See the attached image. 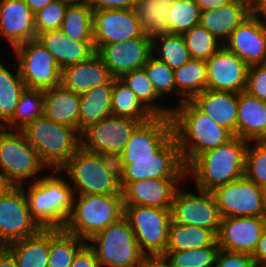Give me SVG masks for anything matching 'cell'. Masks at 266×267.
<instances>
[{"instance_id": "cell-27", "label": "cell", "mask_w": 266, "mask_h": 267, "mask_svg": "<svg viewBox=\"0 0 266 267\" xmlns=\"http://www.w3.org/2000/svg\"><path fill=\"white\" fill-rule=\"evenodd\" d=\"M237 137L266 141V101L246 91L238 93Z\"/></svg>"}, {"instance_id": "cell-24", "label": "cell", "mask_w": 266, "mask_h": 267, "mask_svg": "<svg viewBox=\"0 0 266 267\" xmlns=\"http://www.w3.org/2000/svg\"><path fill=\"white\" fill-rule=\"evenodd\" d=\"M114 77L97 52L87 60L61 69L60 84L77 94L108 84Z\"/></svg>"}, {"instance_id": "cell-10", "label": "cell", "mask_w": 266, "mask_h": 267, "mask_svg": "<svg viewBox=\"0 0 266 267\" xmlns=\"http://www.w3.org/2000/svg\"><path fill=\"white\" fill-rule=\"evenodd\" d=\"M124 216L145 256L165 254L172 222L170 209L124 205Z\"/></svg>"}, {"instance_id": "cell-19", "label": "cell", "mask_w": 266, "mask_h": 267, "mask_svg": "<svg viewBox=\"0 0 266 267\" xmlns=\"http://www.w3.org/2000/svg\"><path fill=\"white\" fill-rule=\"evenodd\" d=\"M173 135L171 117L154 116L140 123L131 133L117 164H130V158L153 157V154Z\"/></svg>"}, {"instance_id": "cell-38", "label": "cell", "mask_w": 266, "mask_h": 267, "mask_svg": "<svg viewBox=\"0 0 266 267\" xmlns=\"http://www.w3.org/2000/svg\"><path fill=\"white\" fill-rule=\"evenodd\" d=\"M86 243L63 229H50L48 267H71L75 255Z\"/></svg>"}, {"instance_id": "cell-5", "label": "cell", "mask_w": 266, "mask_h": 267, "mask_svg": "<svg viewBox=\"0 0 266 267\" xmlns=\"http://www.w3.org/2000/svg\"><path fill=\"white\" fill-rule=\"evenodd\" d=\"M60 170L67 171L79 195H123L115 158L80 147Z\"/></svg>"}, {"instance_id": "cell-22", "label": "cell", "mask_w": 266, "mask_h": 267, "mask_svg": "<svg viewBox=\"0 0 266 267\" xmlns=\"http://www.w3.org/2000/svg\"><path fill=\"white\" fill-rule=\"evenodd\" d=\"M186 178L142 179L130 182L123 190L124 205L170 209L178 185Z\"/></svg>"}, {"instance_id": "cell-45", "label": "cell", "mask_w": 266, "mask_h": 267, "mask_svg": "<svg viewBox=\"0 0 266 267\" xmlns=\"http://www.w3.org/2000/svg\"><path fill=\"white\" fill-rule=\"evenodd\" d=\"M143 68L160 97L172 92L176 94L174 70L168 64L152 54Z\"/></svg>"}, {"instance_id": "cell-13", "label": "cell", "mask_w": 266, "mask_h": 267, "mask_svg": "<svg viewBox=\"0 0 266 267\" xmlns=\"http://www.w3.org/2000/svg\"><path fill=\"white\" fill-rule=\"evenodd\" d=\"M221 218L266 217L264 189L245 176L212 191Z\"/></svg>"}, {"instance_id": "cell-26", "label": "cell", "mask_w": 266, "mask_h": 267, "mask_svg": "<svg viewBox=\"0 0 266 267\" xmlns=\"http://www.w3.org/2000/svg\"><path fill=\"white\" fill-rule=\"evenodd\" d=\"M218 125L237 136L238 94L206 89L191 100Z\"/></svg>"}, {"instance_id": "cell-21", "label": "cell", "mask_w": 266, "mask_h": 267, "mask_svg": "<svg viewBox=\"0 0 266 267\" xmlns=\"http://www.w3.org/2000/svg\"><path fill=\"white\" fill-rule=\"evenodd\" d=\"M248 66L266 63V27L253 14L223 43Z\"/></svg>"}, {"instance_id": "cell-2", "label": "cell", "mask_w": 266, "mask_h": 267, "mask_svg": "<svg viewBox=\"0 0 266 267\" xmlns=\"http://www.w3.org/2000/svg\"><path fill=\"white\" fill-rule=\"evenodd\" d=\"M248 141L235 136L228 143L198 155L186 167V179L193 178L198 190L212 192L244 176Z\"/></svg>"}, {"instance_id": "cell-46", "label": "cell", "mask_w": 266, "mask_h": 267, "mask_svg": "<svg viewBox=\"0 0 266 267\" xmlns=\"http://www.w3.org/2000/svg\"><path fill=\"white\" fill-rule=\"evenodd\" d=\"M249 143L245 155L244 176L264 188L266 187V141H254L252 147Z\"/></svg>"}, {"instance_id": "cell-9", "label": "cell", "mask_w": 266, "mask_h": 267, "mask_svg": "<svg viewBox=\"0 0 266 267\" xmlns=\"http://www.w3.org/2000/svg\"><path fill=\"white\" fill-rule=\"evenodd\" d=\"M44 167L22 131L0 128V177L11 186L23 187L24 180L33 179Z\"/></svg>"}, {"instance_id": "cell-31", "label": "cell", "mask_w": 266, "mask_h": 267, "mask_svg": "<svg viewBox=\"0 0 266 267\" xmlns=\"http://www.w3.org/2000/svg\"><path fill=\"white\" fill-rule=\"evenodd\" d=\"M113 79L80 94L79 133L111 115Z\"/></svg>"}, {"instance_id": "cell-60", "label": "cell", "mask_w": 266, "mask_h": 267, "mask_svg": "<svg viewBox=\"0 0 266 267\" xmlns=\"http://www.w3.org/2000/svg\"><path fill=\"white\" fill-rule=\"evenodd\" d=\"M70 4H88L89 0H64Z\"/></svg>"}, {"instance_id": "cell-52", "label": "cell", "mask_w": 266, "mask_h": 267, "mask_svg": "<svg viewBox=\"0 0 266 267\" xmlns=\"http://www.w3.org/2000/svg\"><path fill=\"white\" fill-rule=\"evenodd\" d=\"M252 257L256 267H266V228L261 233L257 248Z\"/></svg>"}, {"instance_id": "cell-48", "label": "cell", "mask_w": 266, "mask_h": 267, "mask_svg": "<svg viewBox=\"0 0 266 267\" xmlns=\"http://www.w3.org/2000/svg\"><path fill=\"white\" fill-rule=\"evenodd\" d=\"M245 91L266 101V63L248 66Z\"/></svg>"}, {"instance_id": "cell-58", "label": "cell", "mask_w": 266, "mask_h": 267, "mask_svg": "<svg viewBox=\"0 0 266 267\" xmlns=\"http://www.w3.org/2000/svg\"><path fill=\"white\" fill-rule=\"evenodd\" d=\"M12 186L0 177V198L11 188Z\"/></svg>"}, {"instance_id": "cell-7", "label": "cell", "mask_w": 266, "mask_h": 267, "mask_svg": "<svg viewBox=\"0 0 266 267\" xmlns=\"http://www.w3.org/2000/svg\"><path fill=\"white\" fill-rule=\"evenodd\" d=\"M88 244L97 256L101 267H138L144 254L125 216L95 234Z\"/></svg>"}, {"instance_id": "cell-18", "label": "cell", "mask_w": 266, "mask_h": 267, "mask_svg": "<svg viewBox=\"0 0 266 267\" xmlns=\"http://www.w3.org/2000/svg\"><path fill=\"white\" fill-rule=\"evenodd\" d=\"M114 78L143 68L152 55V39L140 36L126 41L102 45L96 51Z\"/></svg>"}, {"instance_id": "cell-50", "label": "cell", "mask_w": 266, "mask_h": 267, "mask_svg": "<svg viewBox=\"0 0 266 267\" xmlns=\"http://www.w3.org/2000/svg\"><path fill=\"white\" fill-rule=\"evenodd\" d=\"M71 267H101L95 251L86 243L75 255Z\"/></svg>"}, {"instance_id": "cell-43", "label": "cell", "mask_w": 266, "mask_h": 267, "mask_svg": "<svg viewBox=\"0 0 266 267\" xmlns=\"http://www.w3.org/2000/svg\"><path fill=\"white\" fill-rule=\"evenodd\" d=\"M169 33L182 34L200 22L201 10L194 0H178L169 5Z\"/></svg>"}, {"instance_id": "cell-30", "label": "cell", "mask_w": 266, "mask_h": 267, "mask_svg": "<svg viewBox=\"0 0 266 267\" xmlns=\"http://www.w3.org/2000/svg\"><path fill=\"white\" fill-rule=\"evenodd\" d=\"M6 248L13 254L18 267H48L50 229L10 243Z\"/></svg>"}, {"instance_id": "cell-32", "label": "cell", "mask_w": 266, "mask_h": 267, "mask_svg": "<svg viewBox=\"0 0 266 267\" xmlns=\"http://www.w3.org/2000/svg\"><path fill=\"white\" fill-rule=\"evenodd\" d=\"M207 246H218L217 234L213 230L171 222L165 252H180Z\"/></svg>"}, {"instance_id": "cell-4", "label": "cell", "mask_w": 266, "mask_h": 267, "mask_svg": "<svg viewBox=\"0 0 266 267\" xmlns=\"http://www.w3.org/2000/svg\"><path fill=\"white\" fill-rule=\"evenodd\" d=\"M21 131L41 162L46 167H53L55 173H59L81 147V136L75 128L56 123L44 115Z\"/></svg>"}, {"instance_id": "cell-39", "label": "cell", "mask_w": 266, "mask_h": 267, "mask_svg": "<svg viewBox=\"0 0 266 267\" xmlns=\"http://www.w3.org/2000/svg\"><path fill=\"white\" fill-rule=\"evenodd\" d=\"M26 85L21 78L19 68L13 75L0 62V126L13 115L20 96Z\"/></svg>"}, {"instance_id": "cell-15", "label": "cell", "mask_w": 266, "mask_h": 267, "mask_svg": "<svg viewBox=\"0 0 266 267\" xmlns=\"http://www.w3.org/2000/svg\"><path fill=\"white\" fill-rule=\"evenodd\" d=\"M199 195L177 189L171 204V220L179 225L204 227L218 234L221 216L212 192Z\"/></svg>"}, {"instance_id": "cell-33", "label": "cell", "mask_w": 266, "mask_h": 267, "mask_svg": "<svg viewBox=\"0 0 266 267\" xmlns=\"http://www.w3.org/2000/svg\"><path fill=\"white\" fill-rule=\"evenodd\" d=\"M133 10L144 36L153 39L169 33V4L159 0H135Z\"/></svg>"}, {"instance_id": "cell-47", "label": "cell", "mask_w": 266, "mask_h": 267, "mask_svg": "<svg viewBox=\"0 0 266 267\" xmlns=\"http://www.w3.org/2000/svg\"><path fill=\"white\" fill-rule=\"evenodd\" d=\"M69 4L64 0H55L36 12V34L60 29Z\"/></svg>"}, {"instance_id": "cell-34", "label": "cell", "mask_w": 266, "mask_h": 267, "mask_svg": "<svg viewBox=\"0 0 266 267\" xmlns=\"http://www.w3.org/2000/svg\"><path fill=\"white\" fill-rule=\"evenodd\" d=\"M174 76L180 103L192 100L207 89V65L204 60L190 59L174 70Z\"/></svg>"}, {"instance_id": "cell-40", "label": "cell", "mask_w": 266, "mask_h": 267, "mask_svg": "<svg viewBox=\"0 0 266 267\" xmlns=\"http://www.w3.org/2000/svg\"><path fill=\"white\" fill-rule=\"evenodd\" d=\"M93 13L88 4H69L60 29L75 40H94Z\"/></svg>"}, {"instance_id": "cell-12", "label": "cell", "mask_w": 266, "mask_h": 267, "mask_svg": "<svg viewBox=\"0 0 266 267\" xmlns=\"http://www.w3.org/2000/svg\"><path fill=\"white\" fill-rule=\"evenodd\" d=\"M26 88L47 90L60 85L61 68L54 56L36 39L14 48Z\"/></svg>"}, {"instance_id": "cell-62", "label": "cell", "mask_w": 266, "mask_h": 267, "mask_svg": "<svg viewBox=\"0 0 266 267\" xmlns=\"http://www.w3.org/2000/svg\"><path fill=\"white\" fill-rule=\"evenodd\" d=\"M263 189H264V196H265V203H266V187H264Z\"/></svg>"}, {"instance_id": "cell-20", "label": "cell", "mask_w": 266, "mask_h": 267, "mask_svg": "<svg viewBox=\"0 0 266 267\" xmlns=\"http://www.w3.org/2000/svg\"><path fill=\"white\" fill-rule=\"evenodd\" d=\"M265 228L266 217H223L217 234L218 246L230 252L252 256Z\"/></svg>"}, {"instance_id": "cell-35", "label": "cell", "mask_w": 266, "mask_h": 267, "mask_svg": "<svg viewBox=\"0 0 266 267\" xmlns=\"http://www.w3.org/2000/svg\"><path fill=\"white\" fill-rule=\"evenodd\" d=\"M111 115L132 118L140 123L154 117L120 78H113Z\"/></svg>"}, {"instance_id": "cell-14", "label": "cell", "mask_w": 266, "mask_h": 267, "mask_svg": "<svg viewBox=\"0 0 266 267\" xmlns=\"http://www.w3.org/2000/svg\"><path fill=\"white\" fill-rule=\"evenodd\" d=\"M42 228L32 218L23 187L12 186L0 198V244L37 234Z\"/></svg>"}, {"instance_id": "cell-41", "label": "cell", "mask_w": 266, "mask_h": 267, "mask_svg": "<svg viewBox=\"0 0 266 267\" xmlns=\"http://www.w3.org/2000/svg\"><path fill=\"white\" fill-rule=\"evenodd\" d=\"M158 60L168 64L173 70L186 64L190 59L189 51L181 34H161L152 39V54L155 51Z\"/></svg>"}, {"instance_id": "cell-59", "label": "cell", "mask_w": 266, "mask_h": 267, "mask_svg": "<svg viewBox=\"0 0 266 267\" xmlns=\"http://www.w3.org/2000/svg\"><path fill=\"white\" fill-rule=\"evenodd\" d=\"M231 1H237V2L244 3L252 9L256 0H231Z\"/></svg>"}, {"instance_id": "cell-61", "label": "cell", "mask_w": 266, "mask_h": 267, "mask_svg": "<svg viewBox=\"0 0 266 267\" xmlns=\"http://www.w3.org/2000/svg\"><path fill=\"white\" fill-rule=\"evenodd\" d=\"M160 2H162V3H165V4H172V3H174V2H176V1H178V0H159Z\"/></svg>"}, {"instance_id": "cell-28", "label": "cell", "mask_w": 266, "mask_h": 267, "mask_svg": "<svg viewBox=\"0 0 266 267\" xmlns=\"http://www.w3.org/2000/svg\"><path fill=\"white\" fill-rule=\"evenodd\" d=\"M251 8L244 3L232 1L217 9L201 11L199 24L217 37L222 44L250 15ZM224 40V41H223Z\"/></svg>"}, {"instance_id": "cell-57", "label": "cell", "mask_w": 266, "mask_h": 267, "mask_svg": "<svg viewBox=\"0 0 266 267\" xmlns=\"http://www.w3.org/2000/svg\"><path fill=\"white\" fill-rule=\"evenodd\" d=\"M24 1L30 7L32 12L35 14L36 12L43 9L46 5L55 0H24Z\"/></svg>"}, {"instance_id": "cell-55", "label": "cell", "mask_w": 266, "mask_h": 267, "mask_svg": "<svg viewBox=\"0 0 266 267\" xmlns=\"http://www.w3.org/2000/svg\"><path fill=\"white\" fill-rule=\"evenodd\" d=\"M0 267H18L15 257L6 247L0 250Z\"/></svg>"}, {"instance_id": "cell-11", "label": "cell", "mask_w": 266, "mask_h": 267, "mask_svg": "<svg viewBox=\"0 0 266 267\" xmlns=\"http://www.w3.org/2000/svg\"><path fill=\"white\" fill-rule=\"evenodd\" d=\"M138 120L109 115L90 125L81 134V147L89 152L117 159L123 152Z\"/></svg>"}, {"instance_id": "cell-3", "label": "cell", "mask_w": 266, "mask_h": 267, "mask_svg": "<svg viewBox=\"0 0 266 267\" xmlns=\"http://www.w3.org/2000/svg\"><path fill=\"white\" fill-rule=\"evenodd\" d=\"M25 192L32 218L42 229H63L73 206L74 189L60 176L33 179Z\"/></svg>"}, {"instance_id": "cell-36", "label": "cell", "mask_w": 266, "mask_h": 267, "mask_svg": "<svg viewBox=\"0 0 266 267\" xmlns=\"http://www.w3.org/2000/svg\"><path fill=\"white\" fill-rule=\"evenodd\" d=\"M120 79L134 92L139 101L154 115L171 117L173 108L159 106L154 101L160 96L155 90L152 82L144 68L136 69L123 74ZM153 102V103H152Z\"/></svg>"}, {"instance_id": "cell-8", "label": "cell", "mask_w": 266, "mask_h": 267, "mask_svg": "<svg viewBox=\"0 0 266 267\" xmlns=\"http://www.w3.org/2000/svg\"><path fill=\"white\" fill-rule=\"evenodd\" d=\"M123 190L130 182L142 179L186 178V167L174 134L153 157L130 158V164H117Z\"/></svg>"}, {"instance_id": "cell-17", "label": "cell", "mask_w": 266, "mask_h": 267, "mask_svg": "<svg viewBox=\"0 0 266 267\" xmlns=\"http://www.w3.org/2000/svg\"><path fill=\"white\" fill-rule=\"evenodd\" d=\"M94 49L143 36L133 8L105 9L93 13Z\"/></svg>"}, {"instance_id": "cell-6", "label": "cell", "mask_w": 266, "mask_h": 267, "mask_svg": "<svg viewBox=\"0 0 266 267\" xmlns=\"http://www.w3.org/2000/svg\"><path fill=\"white\" fill-rule=\"evenodd\" d=\"M78 197L74 195L72 211L63 230L85 241L124 216L123 195Z\"/></svg>"}, {"instance_id": "cell-29", "label": "cell", "mask_w": 266, "mask_h": 267, "mask_svg": "<svg viewBox=\"0 0 266 267\" xmlns=\"http://www.w3.org/2000/svg\"><path fill=\"white\" fill-rule=\"evenodd\" d=\"M80 94L61 84L44 90V116L79 132Z\"/></svg>"}, {"instance_id": "cell-44", "label": "cell", "mask_w": 266, "mask_h": 267, "mask_svg": "<svg viewBox=\"0 0 266 267\" xmlns=\"http://www.w3.org/2000/svg\"><path fill=\"white\" fill-rule=\"evenodd\" d=\"M219 246H207L180 252H165L171 267H213Z\"/></svg>"}, {"instance_id": "cell-42", "label": "cell", "mask_w": 266, "mask_h": 267, "mask_svg": "<svg viewBox=\"0 0 266 267\" xmlns=\"http://www.w3.org/2000/svg\"><path fill=\"white\" fill-rule=\"evenodd\" d=\"M191 59L207 61L223 44L200 24L181 34Z\"/></svg>"}, {"instance_id": "cell-25", "label": "cell", "mask_w": 266, "mask_h": 267, "mask_svg": "<svg viewBox=\"0 0 266 267\" xmlns=\"http://www.w3.org/2000/svg\"><path fill=\"white\" fill-rule=\"evenodd\" d=\"M36 40L54 56L61 69L87 60L96 52L94 40H75L61 29L39 33Z\"/></svg>"}, {"instance_id": "cell-1", "label": "cell", "mask_w": 266, "mask_h": 267, "mask_svg": "<svg viewBox=\"0 0 266 267\" xmlns=\"http://www.w3.org/2000/svg\"><path fill=\"white\" fill-rule=\"evenodd\" d=\"M173 108V134L187 167L198 155L228 143L235 135L218 125L191 100Z\"/></svg>"}, {"instance_id": "cell-53", "label": "cell", "mask_w": 266, "mask_h": 267, "mask_svg": "<svg viewBox=\"0 0 266 267\" xmlns=\"http://www.w3.org/2000/svg\"><path fill=\"white\" fill-rule=\"evenodd\" d=\"M138 267H171L169 260L163 255L144 256Z\"/></svg>"}, {"instance_id": "cell-54", "label": "cell", "mask_w": 266, "mask_h": 267, "mask_svg": "<svg viewBox=\"0 0 266 267\" xmlns=\"http://www.w3.org/2000/svg\"><path fill=\"white\" fill-rule=\"evenodd\" d=\"M201 11L217 9L232 2L231 0H194Z\"/></svg>"}, {"instance_id": "cell-23", "label": "cell", "mask_w": 266, "mask_h": 267, "mask_svg": "<svg viewBox=\"0 0 266 267\" xmlns=\"http://www.w3.org/2000/svg\"><path fill=\"white\" fill-rule=\"evenodd\" d=\"M0 34L13 49L36 39L35 14L24 0L0 1Z\"/></svg>"}, {"instance_id": "cell-56", "label": "cell", "mask_w": 266, "mask_h": 267, "mask_svg": "<svg viewBox=\"0 0 266 267\" xmlns=\"http://www.w3.org/2000/svg\"><path fill=\"white\" fill-rule=\"evenodd\" d=\"M251 11L252 14L266 27V21L262 20L261 17H258L261 15L266 20V0H256Z\"/></svg>"}, {"instance_id": "cell-37", "label": "cell", "mask_w": 266, "mask_h": 267, "mask_svg": "<svg viewBox=\"0 0 266 267\" xmlns=\"http://www.w3.org/2000/svg\"><path fill=\"white\" fill-rule=\"evenodd\" d=\"M43 114L44 90L25 88L12 117L2 126V128L21 131L30 122L42 117Z\"/></svg>"}, {"instance_id": "cell-16", "label": "cell", "mask_w": 266, "mask_h": 267, "mask_svg": "<svg viewBox=\"0 0 266 267\" xmlns=\"http://www.w3.org/2000/svg\"><path fill=\"white\" fill-rule=\"evenodd\" d=\"M206 62L207 89L240 93L246 89L248 65L222 45Z\"/></svg>"}, {"instance_id": "cell-51", "label": "cell", "mask_w": 266, "mask_h": 267, "mask_svg": "<svg viewBox=\"0 0 266 267\" xmlns=\"http://www.w3.org/2000/svg\"><path fill=\"white\" fill-rule=\"evenodd\" d=\"M135 0H89V7L93 12L105 9H130Z\"/></svg>"}, {"instance_id": "cell-49", "label": "cell", "mask_w": 266, "mask_h": 267, "mask_svg": "<svg viewBox=\"0 0 266 267\" xmlns=\"http://www.w3.org/2000/svg\"><path fill=\"white\" fill-rule=\"evenodd\" d=\"M213 267H256V265L249 254L220 249Z\"/></svg>"}]
</instances>
